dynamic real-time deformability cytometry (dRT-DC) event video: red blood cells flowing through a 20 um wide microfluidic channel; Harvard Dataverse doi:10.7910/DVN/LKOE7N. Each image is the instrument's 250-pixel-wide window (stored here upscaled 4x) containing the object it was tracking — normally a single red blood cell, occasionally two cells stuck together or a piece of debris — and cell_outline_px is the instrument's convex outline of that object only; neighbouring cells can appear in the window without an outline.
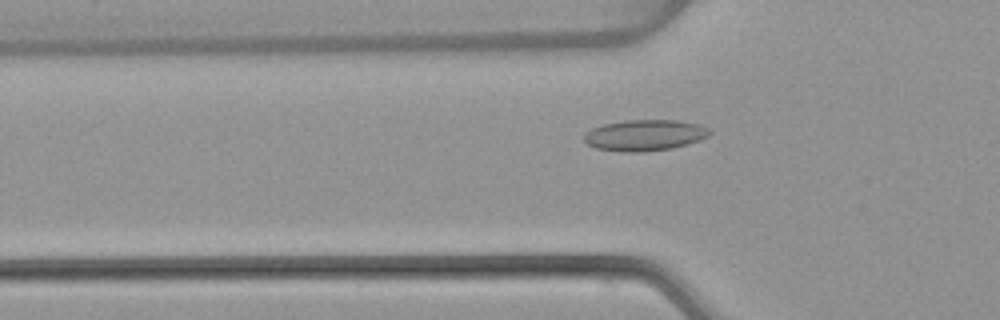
{"species": "common noctule bat (a hibernating species)", "species_latin": "Nyctalus noctula", "temperature_condition": "warm", "stored_images_in_passage": 51, "camera_frame_rate_fps": 3000, "um_per_image_px": 0.085, "animal": {"sex": "female", "body_mass_g": 22.7, "forearm_length_mm": 54.2}, "frame": {"image": 1, "passage_image": 18, "time_ms": 5.667, "image_size_px": [1000, 320], "cell_outline_px": [[712, 132], [708, 136], [700, 140], [688, 144], [672, 148], [640, 152], [620, 152], [596, 148], [588, 144], [584, 140], [584, 132], [592, 128], [604, 124], [628, 120], [676, 120], [700, 124], [708, 128]], "centroid_in_image_um": [54.81, 11.49], "position_along_channel_um": 71.0, "area_um2": 22.83}}
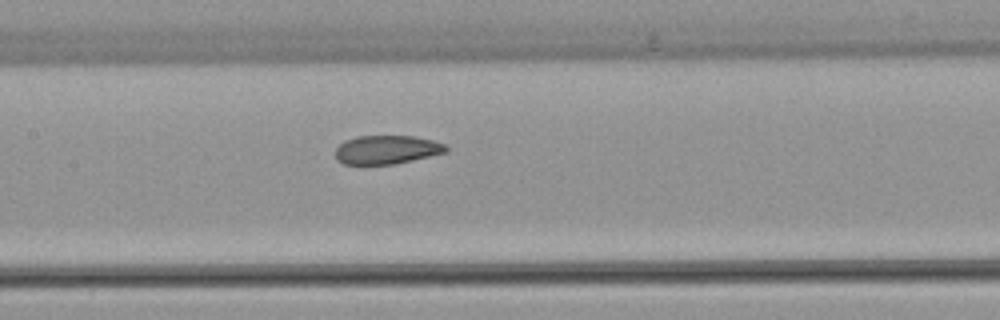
{"frame": {"image": 2, "passage_image": 26, "time_ms": 8.333, "image_size_px": [1000, 320], "cell_outline_px": [[448, 152], [396, 164], [344, 164], [336, 160], [336, 148], [344, 140], [356, 136], [412, 136], [432, 140], [444, 144], [448, 148]], "centroid_in_image_um": [32.87, 12.73], "position_along_channel_um": 174.5, "area_um2": 18.55}}
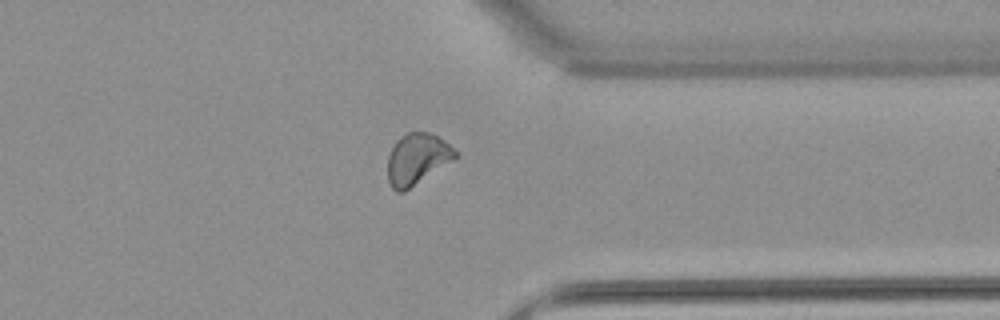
{"frame": {"image": 3, "passage_image": 42, "time_ms": 13.667, "image_size_px": [1000, 320], "cell_outline_px": [[456, 156], [452, 160], [404, 192], [396, 192], [392, 188], [388, 180], [388, 156], [396, 140], [408, 132], [428, 132], [444, 140], [456, 152]], "centroid_in_image_um": [35.41, 13.52], "position_along_channel_um": 376.0, "area_um2": 19.71}}